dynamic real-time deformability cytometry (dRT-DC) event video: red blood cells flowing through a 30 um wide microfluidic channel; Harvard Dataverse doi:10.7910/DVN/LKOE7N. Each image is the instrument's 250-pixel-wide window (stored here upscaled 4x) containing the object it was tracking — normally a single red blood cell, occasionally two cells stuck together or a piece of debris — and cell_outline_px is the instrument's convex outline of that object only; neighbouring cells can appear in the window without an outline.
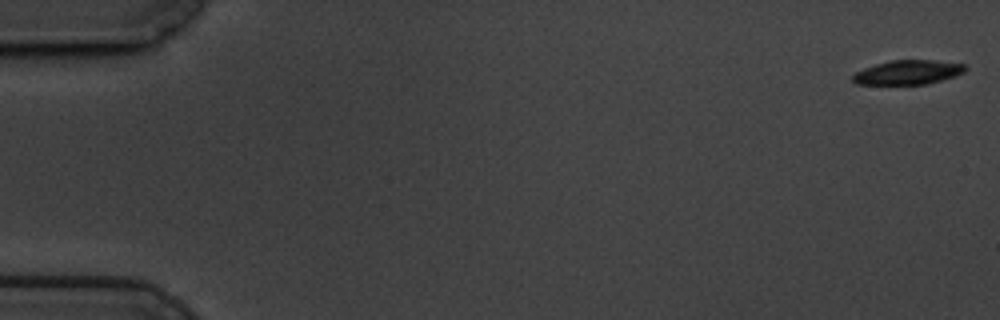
{"species": "common noctule bat (a hibernating species)", "species_latin": "Nyctalus noctula", "temperature_condition": "cold", "stored_images_in_passage": 60, "camera_frame_rate_fps": 3000, "um_per_image_px": 0.085, "animal": {"sex": "male", "body_mass_g": 19.5, "forearm_length_mm": 54.6}, "frame": {"image": 1, "passage_image": 1, "time_ms": 0.0, "image_size_px": [1000, 320], "cell_outline_px": [[968, 68], [964, 72], [956, 76], [924, 84], [856, 84], [852, 80], [852, 76], [856, 72], [864, 68], [876, 64], [892, 60], [936, 60], [964, 64]], "centroid_in_image_um": [77.19, 6.14], "position_along_channel_um": 7.8, "area_um2": 15.84}}
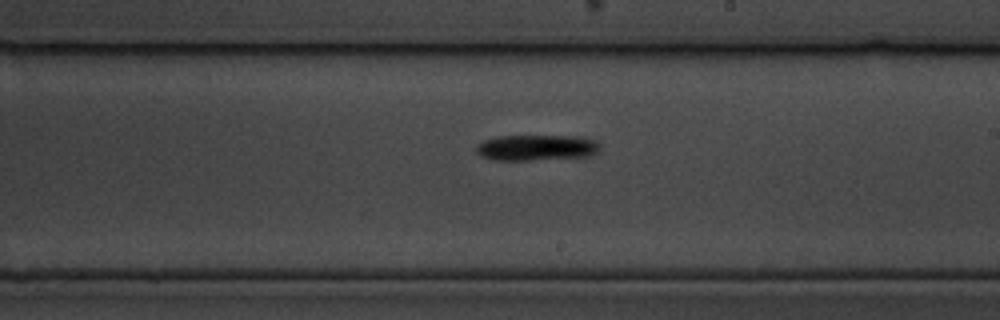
{"frame": {"image": 2, "passage_image": 35, "time_ms": 11.333, "image_size_px": [1000, 320], "cell_outline_px": [[600, 152], [588, 156], [532, 160], [492, 160], [480, 156], [476, 152], [476, 144], [484, 140], [496, 136], [568, 136], [596, 140], [600, 144]], "centroid_in_image_um": [45.57, 12.55], "position_along_channel_um": 243.4, "area_um2": 18.73}}
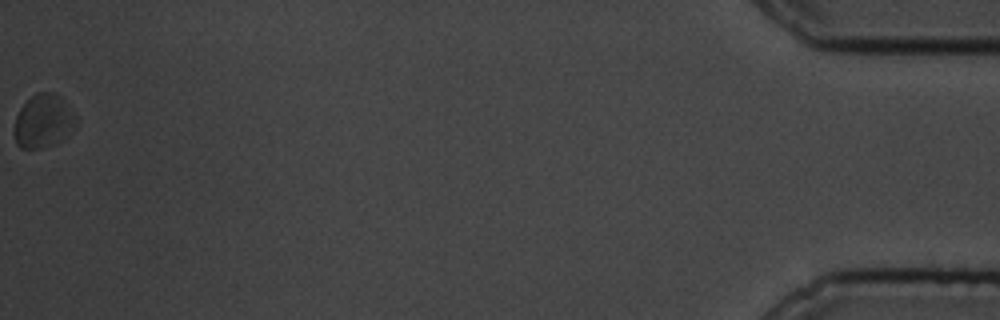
{"frame": {"image": 3, "passage_image": 60, "time_ms": 19.667, "image_size_px": [1000, 320], "cell_outline_px": [[80, 120], [68, 136], [52, 144], [36, 148], [20, 148], [16, 144], [12, 132], [16, 116], [20, 108], [36, 92], [52, 92], [60, 96]], "centroid_in_image_um": [3.69, 10.29], "position_along_channel_um": 431.5, "area_um2": 19.42}, "authors_computed_cell_mechanics": {"area_um2": 17.7735, "velocity_mm_per_s": 3.3848, "shape_relaxation_time_tau1_ms": 1.617, "shape_relaxation_time_tau2_ms": null, "deformation_change_tau1": 0.0823, "deformation_change_tau2": null}}